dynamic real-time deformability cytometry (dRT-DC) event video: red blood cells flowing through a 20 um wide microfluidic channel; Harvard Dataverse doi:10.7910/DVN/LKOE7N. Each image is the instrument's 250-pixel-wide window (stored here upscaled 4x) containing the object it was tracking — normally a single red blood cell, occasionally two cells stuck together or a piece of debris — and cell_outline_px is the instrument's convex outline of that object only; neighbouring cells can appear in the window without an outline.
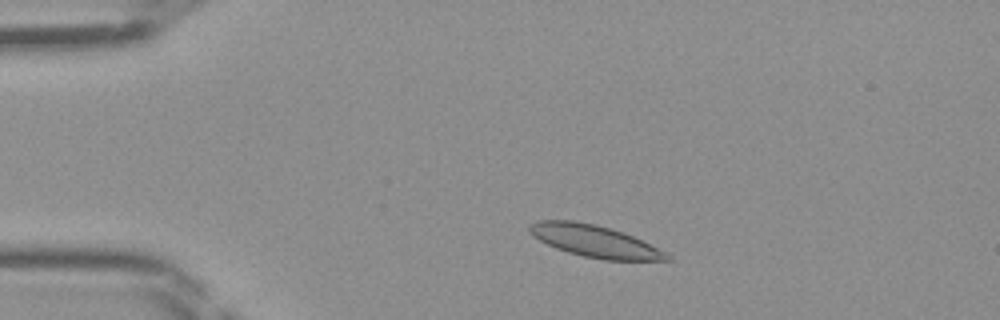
{"species": "Egyptian fruit bat (a non-hibernating species)", "species_latin": "Rousettus aegyptiacus", "temperature_condition": "room temperature", "stored_images_in_passage": 43, "camera_frame_rate_fps": 3000, "um_per_image_px": 0.085, "frame": {"image": 1, "passage_image": 6, "time_ms": 1.667, "image_size_px": [1000, 320], "cell_outline_px": [[672, 260], [604, 260], [584, 256], [568, 252], [556, 248], [532, 236], [528, 232], [528, 224], [536, 220], [572, 220], [596, 224], [624, 232], [672, 256]], "centroid_in_image_um": [50.48, 20.48], "position_along_channel_um": 34.5, "area_um2": 25.49}}
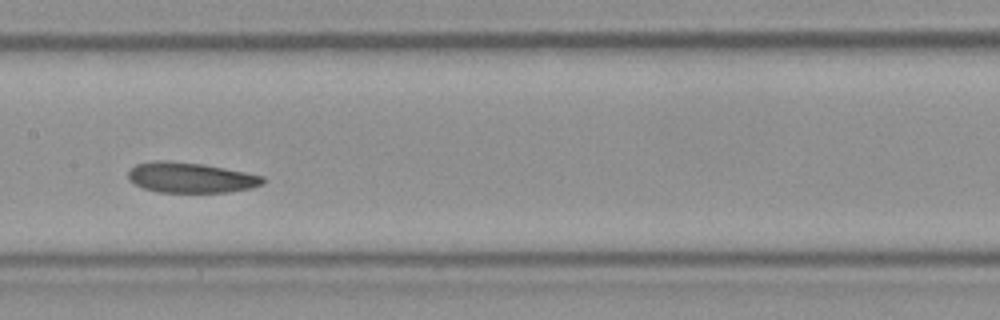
{"frame": {"image": 2, "passage_image": 20, "time_ms": 6.333, "image_size_px": [1000, 320], "cell_outline_px": [[264, 184], [252, 188], [228, 192], [156, 192], [144, 188], [128, 180], [128, 172], [136, 164], [152, 160], [168, 160], [204, 164], [264, 176]], "centroid_in_image_um": [16.2, 15.09], "position_along_channel_um": 191.2, "area_um2": 23.93}}
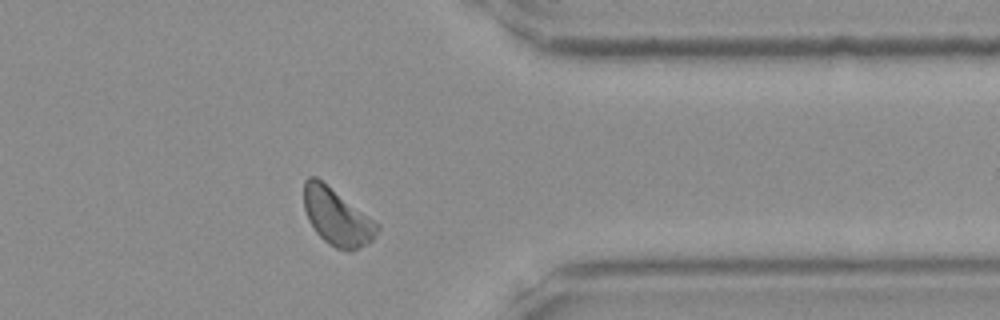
{"frame": {"image": 3, "passage_image": 34, "time_ms": 11.0, "image_size_px": [1000, 320], "cell_outline_px": [[380, 228], [372, 240], [360, 248], [352, 252], [348, 252], [336, 248], [328, 244], [316, 232], [308, 220], [304, 208], [304, 180], [308, 176], [316, 176], [380, 224]], "centroid_in_image_um": [28.64, 18.45], "position_along_channel_um": 382.8, "area_um2": 24.39}}